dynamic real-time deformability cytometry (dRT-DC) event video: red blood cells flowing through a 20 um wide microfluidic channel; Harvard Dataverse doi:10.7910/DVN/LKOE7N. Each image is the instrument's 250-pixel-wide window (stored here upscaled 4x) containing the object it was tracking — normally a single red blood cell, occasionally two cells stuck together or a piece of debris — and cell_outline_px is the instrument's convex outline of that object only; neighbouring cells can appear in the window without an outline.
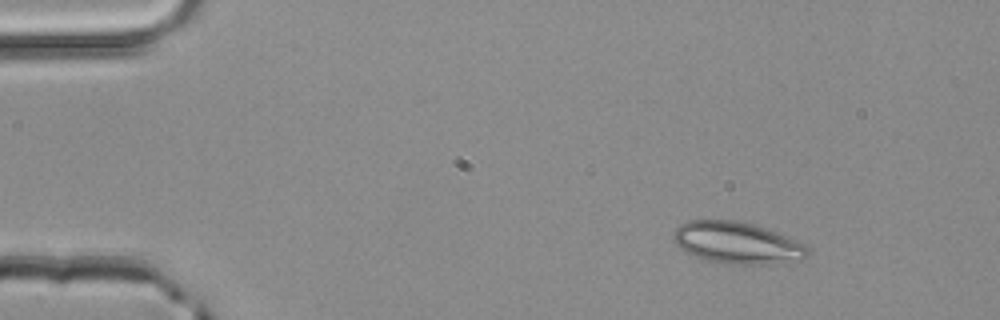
{"species": "common noctule bat (a hibernating species)", "species_latin": "Nyctalus noctula", "temperature_condition": "room temperature", "stored_images_in_passage": 3, "camera_frame_rate_fps": 3000, "um_per_image_px": 0.085, "animal": {"sex": "male", "body_mass_g": 20.4}, "frame": {"image": 1, "passage_image": 1, "time_ms": 0.0, "image_size_px": [1000, 320], "cell_outline_px": [[808, 256], [800, 260], [760, 264], [724, 264], [708, 260], [696, 256], [680, 248], [672, 240], [672, 232], [680, 224], [688, 220], [736, 220], [752, 224], [764, 228], [804, 244], [808, 248]], "centroid_in_image_um": [62.59, 20.64], "position_along_channel_um": 22.4, "area_um2": 32.31}}